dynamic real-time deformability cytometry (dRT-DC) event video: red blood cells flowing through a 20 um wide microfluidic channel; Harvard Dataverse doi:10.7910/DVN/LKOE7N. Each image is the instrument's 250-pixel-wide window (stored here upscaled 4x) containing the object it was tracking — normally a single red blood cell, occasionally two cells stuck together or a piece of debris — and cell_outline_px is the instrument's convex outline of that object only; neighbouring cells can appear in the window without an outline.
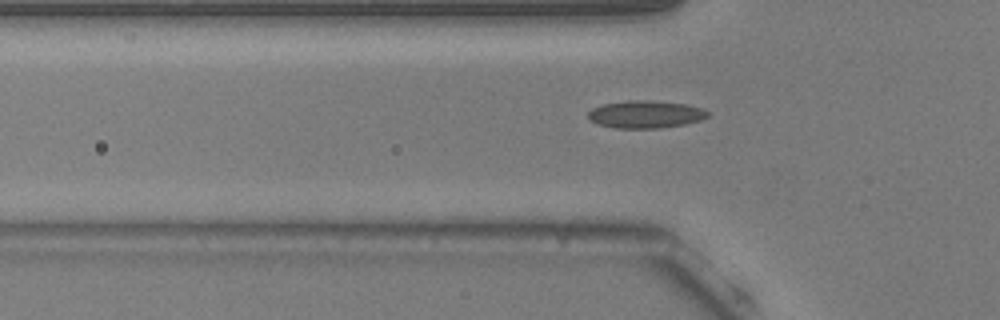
{"species": "common noctule bat (a hibernating species)", "species_latin": "Nyctalus noctula", "temperature_condition": "warm", "stored_images_in_passage": 36, "camera_frame_rate_fps": 3000, "um_per_image_px": 0.085, "animal": {"sex": "male", "body_mass_g": 20.5, "forearm_length_mm": 52.5}, "frame": {"image": 1, "passage_image": 2, "time_ms": 0.333, "image_size_px": [1000, 320], "cell_outline_px": [[708, 116], [700, 120], [684, 124], [660, 128], [616, 128], [596, 124], [588, 120], [588, 112], [592, 108], [604, 104], [628, 100], [652, 100], [684, 104], [704, 108], [708, 112]], "centroid_in_image_um": [54.84, 9.72], "position_along_channel_um": 71.0, "area_um2": 19.25}}
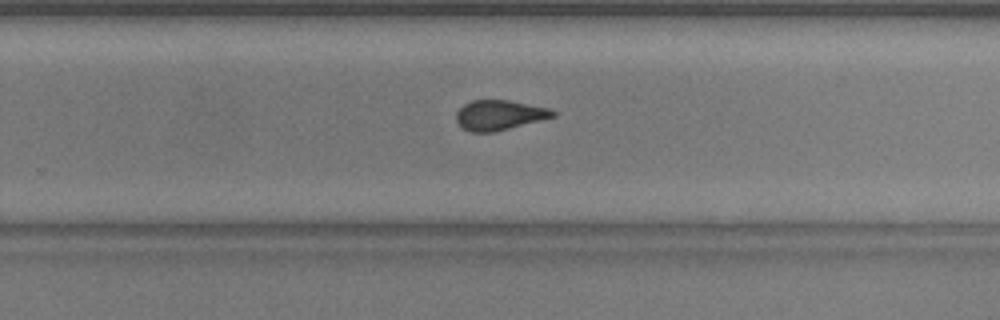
{"frame": {"image": 2, "passage_image": 19, "time_ms": 6.0, "image_size_px": [1000, 320], "cell_outline_px": [[556, 116], [492, 132], [472, 132], [464, 128], [456, 120], [456, 112], [464, 104], [472, 100], [508, 100], [548, 108], [556, 112]], "centroid_in_image_um": [42.43, 9.77], "position_along_channel_um": 287.4, "area_um2": 16.53}}
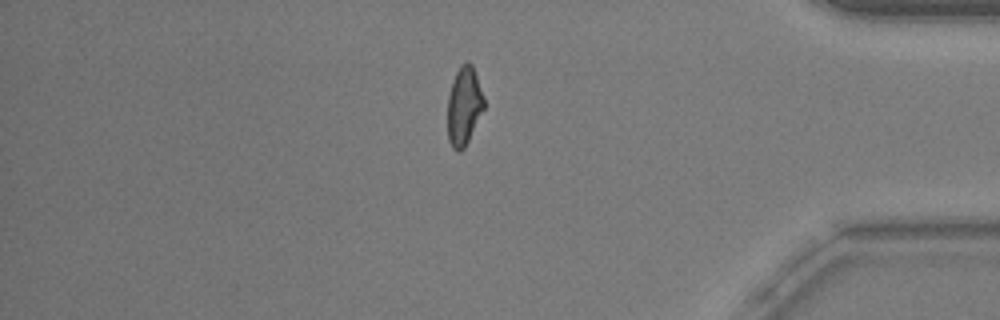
{"frame": {"image": 3, "passage_image": 30, "time_ms": 9.667, "image_size_px": [1000, 320], "cell_outline_px": [[484, 108], [464, 148], [460, 152], [456, 152], [452, 148], [448, 140], [448, 96], [452, 80], [460, 64], [468, 60], [472, 64], [484, 96]], "centroid_in_image_um": [39.43, 8.99], "position_along_channel_um": 395.8, "area_um2": 16.7}, "authors_computed_cell_mechanics": {"area_um2": 17.0799, "velocity_mm_per_s": 3.8026, "shape_relaxation_time_tau1_ms": 9.3864, "shape_relaxation_time_tau2_ms": 1.8139, "deformation_change_tau1": 0.2023, "deformation_change_tau2": 0.0954}}